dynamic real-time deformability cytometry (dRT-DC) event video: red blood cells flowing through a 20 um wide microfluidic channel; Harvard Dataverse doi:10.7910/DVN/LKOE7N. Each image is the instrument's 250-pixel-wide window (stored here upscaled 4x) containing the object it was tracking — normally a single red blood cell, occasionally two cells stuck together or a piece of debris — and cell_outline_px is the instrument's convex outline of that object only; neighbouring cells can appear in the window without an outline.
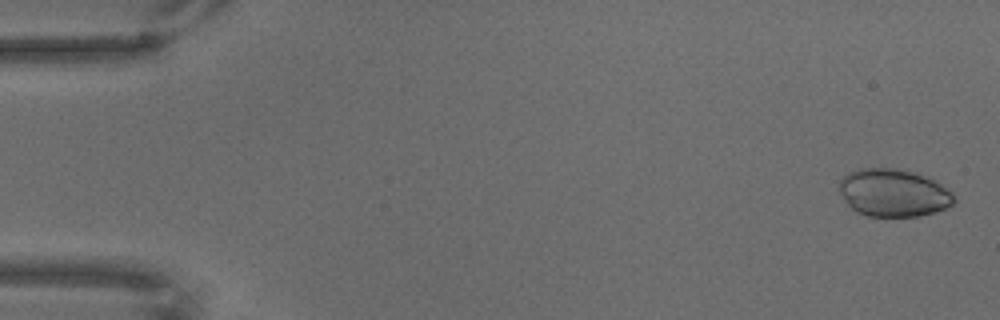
{"species": "common noctule bat (a hibernating species)", "species_latin": "Nyctalus noctula", "temperature_condition": "warm", "stored_images_in_passage": 67, "camera_frame_rate_fps": 3000, "um_per_image_px": 0.085, "animal": {"sex": "male", "body_mass_g": 18.8}, "frame": {"image": 1, "passage_image": 2, "time_ms": 0.333, "image_size_px": [1000, 320], "cell_outline_px": [[956, 200], [952, 204], [944, 208], [920, 216], [868, 216], [856, 212], [848, 204], [840, 192], [840, 180], [848, 172], [864, 168], [892, 168], [912, 172], [924, 176], [940, 184], [952, 192]], "centroid_in_image_um": [75.93, 16.39], "position_along_channel_um": 9.1, "area_um2": 31.44}}
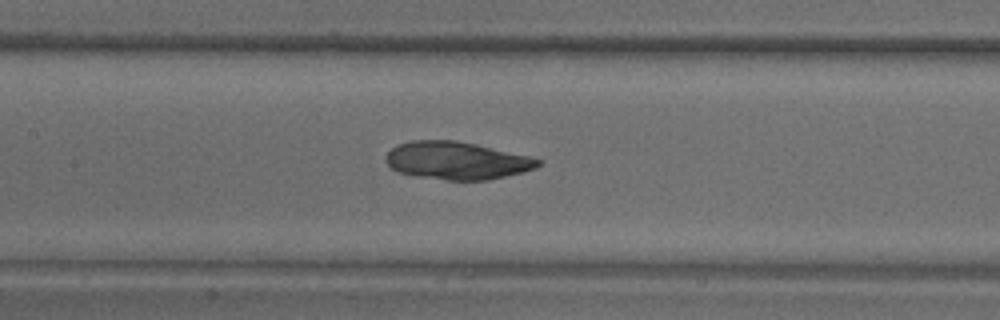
{"frame": {"image": 2, "passage_image": 32, "time_ms": 10.333, "image_size_px": [1000, 320], "cell_outline_px": [[540, 164], [536, 168], [524, 172], [488, 180], [444, 180], [416, 176], [396, 172], [384, 160], [384, 156], [396, 144], [412, 140], [456, 140], [476, 144], [528, 156], [540, 160]], "centroid_in_image_um": [38.77, 13.65], "position_along_channel_um": 168.6, "area_um2": 33.58}}
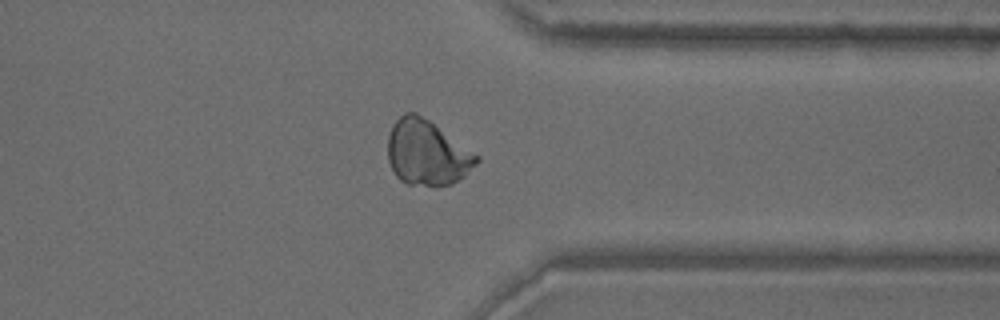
{"frame": {"image": 3, "passage_image": 53, "time_ms": 17.333, "image_size_px": [1000, 320], "cell_outline_px": [[480, 160], [460, 180], [452, 184], [436, 188], [408, 184], [400, 180], [396, 176], [388, 160], [388, 136], [392, 124], [404, 112], [416, 112], [428, 120], [480, 156]], "centroid_in_image_um": [36.29, 13.02], "position_along_channel_um": 375.1, "area_um2": 33.99}}